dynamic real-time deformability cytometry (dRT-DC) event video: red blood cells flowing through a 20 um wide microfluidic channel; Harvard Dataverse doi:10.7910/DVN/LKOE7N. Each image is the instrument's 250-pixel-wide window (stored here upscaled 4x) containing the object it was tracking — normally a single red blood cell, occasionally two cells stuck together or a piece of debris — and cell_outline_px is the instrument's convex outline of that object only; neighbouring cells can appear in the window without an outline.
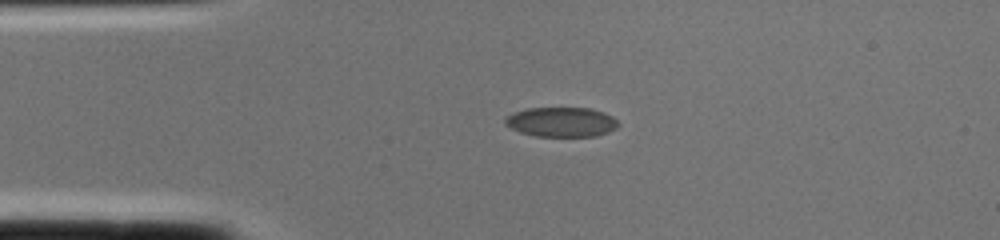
{"species": "common noctule bat (a hibernating species)", "species_latin": "Nyctalus noctula", "temperature_condition": "cold", "stored_images_in_passage": 1, "camera_frame_rate_fps": 3000, "um_per_image_px": 0.085, "animal": {"sex": "female", "body_mass_g": 22.0, "forearm_length_mm": 56.7}, "frame": {"image": 1, "passage_image": 1, "time_ms": 0.0, "image_size_px": [1000, 240], "cell_outline_px": [[620, 124], [616, 128], [608, 132], [596, 136], [536, 136], [520, 132], [504, 124], [504, 120], [508, 116], [516, 112], [528, 108], [592, 108], [604, 112], [612, 116]], "centroid_in_image_um": [47.75, 10.37], "position_along_channel_um": 37.2, "area_um2": 19.48}}